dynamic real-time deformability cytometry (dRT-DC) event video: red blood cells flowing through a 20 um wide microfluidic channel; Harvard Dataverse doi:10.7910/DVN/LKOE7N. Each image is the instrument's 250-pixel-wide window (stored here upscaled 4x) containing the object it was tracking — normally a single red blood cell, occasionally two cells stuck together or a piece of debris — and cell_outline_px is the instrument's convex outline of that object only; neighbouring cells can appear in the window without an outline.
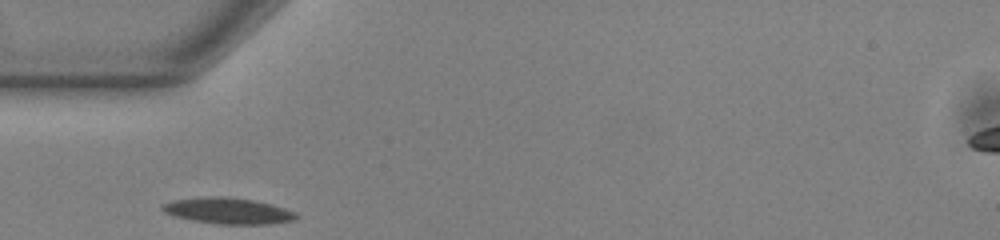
{"species": "common noctule bat (a hibernating species)", "species_latin": "Nyctalus noctula", "temperature_condition": "warm", "stored_images_in_passage": 1, "camera_frame_rate_fps": 3000, "um_per_image_px": 0.085, "animal": {"sex": "male", "body_mass_g": 13.0, "forearm_length_mm": 53.1}, "frame": {"image": 1, "passage_image": 1, "time_ms": 0.0, "image_size_px": [1000, 240], "cell_outline_px": [[300, 216], [296, 220], [272, 224], [216, 224], [192, 220], [176, 216], [164, 212], [160, 208], [160, 204], [172, 200], [204, 196], [228, 196], [256, 200], [272, 204], [296, 212]], "centroid_in_image_um": [19.41, 17.91], "position_along_channel_um": 65.6, "area_um2": 20.81}}